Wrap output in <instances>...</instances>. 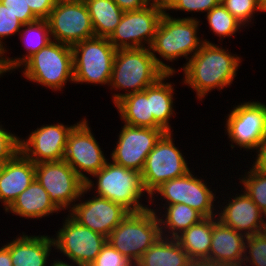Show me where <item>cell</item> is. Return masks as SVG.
<instances>
[{
  "mask_svg": "<svg viewBox=\"0 0 266 266\" xmlns=\"http://www.w3.org/2000/svg\"><path fill=\"white\" fill-rule=\"evenodd\" d=\"M4 128L0 122V162L5 163L10 160L18 151L19 136Z\"/></svg>",
  "mask_w": 266,
  "mask_h": 266,
  "instance_id": "74e56055",
  "label": "cell"
},
{
  "mask_svg": "<svg viewBox=\"0 0 266 266\" xmlns=\"http://www.w3.org/2000/svg\"><path fill=\"white\" fill-rule=\"evenodd\" d=\"M52 40L73 46L95 37L91 17L84 0H57L46 19Z\"/></svg>",
  "mask_w": 266,
  "mask_h": 266,
  "instance_id": "4fadbf2b",
  "label": "cell"
},
{
  "mask_svg": "<svg viewBox=\"0 0 266 266\" xmlns=\"http://www.w3.org/2000/svg\"><path fill=\"white\" fill-rule=\"evenodd\" d=\"M261 234H263L266 237V214H264V217H263V226H262Z\"/></svg>",
  "mask_w": 266,
  "mask_h": 266,
  "instance_id": "bcb514c9",
  "label": "cell"
},
{
  "mask_svg": "<svg viewBox=\"0 0 266 266\" xmlns=\"http://www.w3.org/2000/svg\"><path fill=\"white\" fill-rule=\"evenodd\" d=\"M79 122L73 125L57 122L37 126L26 138H19L20 151L35 164L63 160L69 134Z\"/></svg>",
  "mask_w": 266,
  "mask_h": 266,
  "instance_id": "ac0fdd59",
  "label": "cell"
},
{
  "mask_svg": "<svg viewBox=\"0 0 266 266\" xmlns=\"http://www.w3.org/2000/svg\"><path fill=\"white\" fill-rule=\"evenodd\" d=\"M122 126L116 146L110 154L111 161L119 166L142 172L148 154L166 132L163 129L128 124Z\"/></svg>",
  "mask_w": 266,
  "mask_h": 266,
  "instance_id": "2e32d148",
  "label": "cell"
},
{
  "mask_svg": "<svg viewBox=\"0 0 266 266\" xmlns=\"http://www.w3.org/2000/svg\"><path fill=\"white\" fill-rule=\"evenodd\" d=\"M35 178L60 211L69 212L85 187V182L64 159L36 163Z\"/></svg>",
  "mask_w": 266,
  "mask_h": 266,
  "instance_id": "5bb4252c",
  "label": "cell"
},
{
  "mask_svg": "<svg viewBox=\"0 0 266 266\" xmlns=\"http://www.w3.org/2000/svg\"><path fill=\"white\" fill-rule=\"evenodd\" d=\"M239 177V183L242 185L240 189H243L258 208L266 214V173L251 165L249 170H244V175H239Z\"/></svg>",
  "mask_w": 266,
  "mask_h": 266,
  "instance_id": "1f68e13d",
  "label": "cell"
},
{
  "mask_svg": "<svg viewBox=\"0 0 266 266\" xmlns=\"http://www.w3.org/2000/svg\"><path fill=\"white\" fill-rule=\"evenodd\" d=\"M200 24V19L193 17V15L182 18L177 16L176 18L170 13L164 12L158 24L150 50L156 64L165 73L178 72L168 62L178 61L181 57L182 59L184 57L186 59L185 61L188 62L204 42L212 43L208 39L198 36L200 33ZM165 61H167V64Z\"/></svg>",
  "mask_w": 266,
  "mask_h": 266,
  "instance_id": "7a4b0ae2",
  "label": "cell"
},
{
  "mask_svg": "<svg viewBox=\"0 0 266 266\" xmlns=\"http://www.w3.org/2000/svg\"><path fill=\"white\" fill-rule=\"evenodd\" d=\"M206 181L205 178L195 176L193 168V171L191 169L185 175L168 180L155 189L150 194L149 207H152V204L156 207L158 203L162 206L181 203L197 210L204 217L217 216V203H215L219 198L216 196L217 189L212 190ZM159 196L161 197L159 200L165 203L156 204Z\"/></svg>",
  "mask_w": 266,
  "mask_h": 266,
  "instance_id": "8992f818",
  "label": "cell"
},
{
  "mask_svg": "<svg viewBox=\"0 0 266 266\" xmlns=\"http://www.w3.org/2000/svg\"><path fill=\"white\" fill-rule=\"evenodd\" d=\"M229 111L224 126V133L231 142L229 146L233 150L238 147L255 152L266 137V104L258 100L243 101Z\"/></svg>",
  "mask_w": 266,
  "mask_h": 266,
  "instance_id": "9c48e42d",
  "label": "cell"
},
{
  "mask_svg": "<svg viewBox=\"0 0 266 266\" xmlns=\"http://www.w3.org/2000/svg\"><path fill=\"white\" fill-rule=\"evenodd\" d=\"M0 266H13L10 250L5 244L0 247Z\"/></svg>",
  "mask_w": 266,
  "mask_h": 266,
  "instance_id": "7bdbcfd3",
  "label": "cell"
},
{
  "mask_svg": "<svg viewBox=\"0 0 266 266\" xmlns=\"http://www.w3.org/2000/svg\"><path fill=\"white\" fill-rule=\"evenodd\" d=\"M164 74L156 64L150 48L118 49L109 84L111 91L117 90L111 96L113 104L126 95L145 90Z\"/></svg>",
  "mask_w": 266,
  "mask_h": 266,
  "instance_id": "277c9868",
  "label": "cell"
},
{
  "mask_svg": "<svg viewBox=\"0 0 266 266\" xmlns=\"http://www.w3.org/2000/svg\"><path fill=\"white\" fill-rule=\"evenodd\" d=\"M247 237L212 217V241L208 265L242 266Z\"/></svg>",
  "mask_w": 266,
  "mask_h": 266,
  "instance_id": "ffe728a7",
  "label": "cell"
},
{
  "mask_svg": "<svg viewBox=\"0 0 266 266\" xmlns=\"http://www.w3.org/2000/svg\"><path fill=\"white\" fill-rule=\"evenodd\" d=\"M175 239L194 263L208 264L212 241V217H205Z\"/></svg>",
  "mask_w": 266,
  "mask_h": 266,
  "instance_id": "f1b7e54d",
  "label": "cell"
},
{
  "mask_svg": "<svg viewBox=\"0 0 266 266\" xmlns=\"http://www.w3.org/2000/svg\"><path fill=\"white\" fill-rule=\"evenodd\" d=\"M204 16H206L205 19L208 21L210 31L214 33V36L220 38V44L223 43V39L232 38L236 33H240L244 27L225 9L221 2Z\"/></svg>",
  "mask_w": 266,
  "mask_h": 266,
  "instance_id": "4dcf8cb0",
  "label": "cell"
},
{
  "mask_svg": "<svg viewBox=\"0 0 266 266\" xmlns=\"http://www.w3.org/2000/svg\"><path fill=\"white\" fill-rule=\"evenodd\" d=\"M173 136V132H166L146 158L141 175L148 195L164 182L183 176L191 169L185 155L175 146Z\"/></svg>",
  "mask_w": 266,
  "mask_h": 266,
  "instance_id": "8fae6325",
  "label": "cell"
},
{
  "mask_svg": "<svg viewBox=\"0 0 266 266\" xmlns=\"http://www.w3.org/2000/svg\"><path fill=\"white\" fill-rule=\"evenodd\" d=\"M121 123L143 128H154L153 113L150 107V86L141 92L122 97L114 104Z\"/></svg>",
  "mask_w": 266,
  "mask_h": 266,
  "instance_id": "83f0119b",
  "label": "cell"
},
{
  "mask_svg": "<svg viewBox=\"0 0 266 266\" xmlns=\"http://www.w3.org/2000/svg\"><path fill=\"white\" fill-rule=\"evenodd\" d=\"M241 63L242 57L231 53L229 48L204 42L197 53L178 69L184 76L180 83L189 86L196 92L195 98L202 101L209 92L230 87Z\"/></svg>",
  "mask_w": 266,
  "mask_h": 266,
  "instance_id": "6da1fadb",
  "label": "cell"
},
{
  "mask_svg": "<svg viewBox=\"0 0 266 266\" xmlns=\"http://www.w3.org/2000/svg\"><path fill=\"white\" fill-rule=\"evenodd\" d=\"M62 221L63 225L53 235L55 250L68 260L62 262L89 266L101 252L107 237L82 226L69 214Z\"/></svg>",
  "mask_w": 266,
  "mask_h": 266,
  "instance_id": "30bf717a",
  "label": "cell"
},
{
  "mask_svg": "<svg viewBox=\"0 0 266 266\" xmlns=\"http://www.w3.org/2000/svg\"><path fill=\"white\" fill-rule=\"evenodd\" d=\"M221 0H157L162 10L167 11H183L188 14L192 13H208L212 8L217 6ZM190 12V13H189Z\"/></svg>",
  "mask_w": 266,
  "mask_h": 266,
  "instance_id": "836d02e7",
  "label": "cell"
},
{
  "mask_svg": "<svg viewBox=\"0 0 266 266\" xmlns=\"http://www.w3.org/2000/svg\"><path fill=\"white\" fill-rule=\"evenodd\" d=\"M61 212L50 200L48 192L35 178L34 181L18 195L5 213H12L25 219H37L56 215Z\"/></svg>",
  "mask_w": 266,
  "mask_h": 266,
  "instance_id": "603a6c76",
  "label": "cell"
},
{
  "mask_svg": "<svg viewBox=\"0 0 266 266\" xmlns=\"http://www.w3.org/2000/svg\"><path fill=\"white\" fill-rule=\"evenodd\" d=\"M89 266H135V263L106 242L101 252Z\"/></svg>",
  "mask_w": 266,
  "mask_h": 266,
  "instance_id": "8d00e7d4",
  "label": "cell"
},
{
  "mask_svg": "<svg viewBox=\"0 0 266 266\" xmlns=\"http://www.w3.org/2000/svg\"><path fill=\"white\" fill-rule=\"evenodd\" d=\"M193 266H216V265H208L205 263H195Z\"/></svg>",
  "mask_w": 266,
  "mask_h": 266,
  "instance_id": "c3c4849f",
  "label": "cell"
},
{
  "mask_svg": "<svg viewBox=\"0 0 266 266\" xmlns=\"http://www.w3.org/2000/svg\"><path fill=\"white\" fill-rule=\"evenodd\" d=\"M195 263L176 239L161 236L135 266H193Z\"/></svg>",
  "mask_w": 266,
  "mask_h": 266,
  "instance_id": "4316f807",
  "label": "cell"
},
{
  "mask_svg": "<svg viewBox=\"0 0 266 266\" xmlns=\"http://www.w3.org/2000/svg\"><path fill=\"white\" fill-rule=\"evenodd\" d=\"M163 14L157 1L143 9L124 12L108 40L116 50L150 48Z\"/></svg>",
  "mask_w": 266,
  "mask_h": 266,
  "instance_id": "7c38bea8",
  "label": "cell"
},
{
  "mask_svg": "<svg viewBox=\"0 0 266 266\" xmlns=\"http://www.w3.org/2000/svg\"><path fill=\"white\" fill-rule=\"evenodd\" d=\"M174 75L176 73H165L154 84L150 85V107L154 118V129H163L165 132H174L170 118L177 114L174 110L175 83L167 81Z\"/></svg>",
  "mask_w": 266,
  "mask_h": 266,
  "instance_id": "cb8c5ba5",
  "label": "cell"
},
{
  "mask_svg": "<svg viewBox=\"0 0 266 266\" xmlns=\"http://www.w3.org/2000/svg\"><path fill=\"white\" fill-rule=\"evenodd\" d=\"M50 265L51 266H79V265H76V264L62 262V260H60V258L53 260V262L50 263Z\"/></svg>",
  "mask_w": 266,
  "mask_h": 266,
  "instance_id": "f6af8a7d",
  "label": "cell"
},
{
  "mask_svg": "<svg viewBox=\"0 0 266 266\" xmlns=\"http://www.w3.org/2000/svg\"><path fill=\"white\" fill-rule=\"evenodd\" d=\"M35 179V163L18 151L0 174V202L5 211Z\"/></svg>",
  "mask_w": 266,
  "mask_h": 266,
  "instance_id": "44dd1931",
  "label": "cell"
},
{
  "mask_svg": "<svg viewBox=\"0 0 266 266\" xmlns=\"http://www.w3.org/2000/svg\"><path fill=\"white\" fill-rule=\"evenodd\" d=\"M91 177L95 178L93 181ZM85 181V188L94 195L111 200L130 213L148 209L141 203L142 197L149 203L150 195L144 188L141 172L108 161L104 167ZM92 189V190H91ZM141 201V202H140Z\"/></svg>",
  "mask_w": 266,
  "mask_h": 266,
  "instance_id": "3957f363",
  "label": "cell"
},
{
  "mask_svg": "<svg viewBox=\"0 0 266 266\" xmlns=\"http://www.w3.org/2000/svg\"><path fill=\"white\" fill-rule=\"evenodd\" d=\"M220 2L244 28L254 24L255 14L257 15L258 12L265 13L256 0H221Z\"/></svg>",
  "mask_w": 266,
  "mask_h": 266,
  "instance_id": "d6a6232c",
  "label": "cell"
},
{
  "mask_svg": "<svg viewBox=\"0 0 266 266\" xmlns=\"http://www.w3.org/2000/svg\"><path fill=\"white\" fill-rule=\"evenodd\" d=\"M159 237L161 231L157 214L148 208L129 213L111 231L107 242L136 264Z\"/></svg>",
  "mask_w": 266,
  "mask_h": 266,
  "instance_id": "52a82bcc",
  "label": "cell"
},
{
  "mask_svg": "<svg viewBox=\"0 0 266 266\" xmlns=\"http://www.w3.org/2000/svg\"><path fill=\"white\" fill-rule=\"evenodd\" d=\"M75 84L109 87L116 49L107 37H93L71 46Z\"/></svg>",
  "mask_w": 266,
  "mask_h": 266,
  "instance_id": "ba28073f",
  "label": "cell"
},
{
  "mask_svg": "<svg viewBox=\"0 0 266 266\" xmlns=\"http://www.w3.org/2000/svg\"><path fill=\"white\" fill-rule=\"evenodd\" d=\"M89 125L85 116L72 129L63 158L84 182L110 160L104 155Z\"/></svg>",
  "mask_w": 266,
  "mask_h": 266,
  "instance_id": "9a60e30c",
  "label": "cell"
},
{
  "mask_svg": "<svg viewBox=\"0 0 266 266\" xmlns=\"http://www.w3.org/2000/svg\"><path fill=\"white\" fill-rule=\"evenodd\" d=\"M260 7L266 12V0H256Z\"/></svg>",
  "mask_w": 266,
  "mask_h": 266,
  "instance_id": "7dc6e473",
  "label": "cell"
},
{
  "mask_svg": "<svg viewBox=\"0 0 266 266\" xmlns=\"http://www.w3.org/2000/svg\"><path fill=\"white\" fill-rule=\"evenodd\" d=\"M5 245L10 250L13 266H50L48 258L55 250L53 236L46 234L28 235L22 232Z\"/></svg>",
  "mask_w": 266,
  "mask_h": 266,
  "instance_id": "7402d4cb",
  "label": "cell"
},
{
  "mask_svg": "<svg viewBox=\"0 0 266 266\" xmlns=\"http://www.w3.org/2000/svg\"><path fill=\"white\" fill-rule=\"evenodd\" d=\"M155 208L156 209H154V207H149L152 212L157 214L160 223L161 236L164 237L175 239L190 226L205 218L200 212L186 204L179 203L167 206H161L158 204Z\"/></svg>",
  "mask_w": 266,
  "mask_h": 266,
  "instance_id": "484cf974",
  "label": "cell"
},
{
  "mask_svg": "<svg viewBox=\"0 0 266 266\" xmlns=\"http://www.w3.org/2000/svg\"><path fill=\"white\" fill-rule=\"evenodd\" d=\"M240 192L228 195L229 200L222 198L224 202L218 200L217 219L246 237L261 233L264 213L243 189Z\"/></svg>",
  "mask_w": 266,
  "mask_h": 266,
  "instance_id": "d6986e66",
  "label": "cell"
},
{
  "mask_svg": "<svg viewBox=\"0 0 266 266\" xmlns=\"http://www.w3.org/2000/svg\"><path fill=\"white\" fill-rule=\"evenodd\" d=\"M26 2L39 19H47L57 0H26Z\"/></svg>",
  "mask_w": 266,
  "mask_h": 266,
  "instance_id": "ab89813d",
  "label": "cell"
},
{
  "mask_svg": "<svg viewBox=\"0 0 266 266\" xmlns=\"http://www.w3.org/2000/svg\"><path fill=\"white\" fill-rule=\"evenodd\" d=\"M123 12L140 10L153 0H113Z\"/></svg>",
  "mask_w": 266,
  "mask_h": 266,
  "instance_id": "60d3db41",
  "label": "cell"
},
{
  "mask_svg": "<svg viewBox=\"0 0 266 266\" xmlns=\"http://www.w3.org/2000/svg\"><path fill=\"white\" fill-rule=\"evenodd\" d=\"M242 266H266V237L263 234L247 237Z\"/></svg>",
  "mask_w": 266,
  "mask_h": 266,
  "instance_id": "e575fe53",
  "label": "cell"
},
{
  "mask_svg": "<svg viewBox=\"0 0 266 266\" xmlns=\"http://www.w3.org/2000/svg\"><path fill=\"white\" fill-rule=\"evenodd\" d=\"M19 68L27 81L52 91H62L67 82L74 83L72 48L54 40L30 56Z\"/></svg>",
  "mask_w": 266,
  "mask_h": 266,
  "instance_id": "5b68a950",
  "label": "cell"
},
{
  "mask_svg": "<svg viewBox=\"0 0 266 266\" xmlns=\"http://www.w3.org/2000/svg\"><path fill=\"white\" fill-rule=\"evenodd\" d=\"M18 36L26 53L15 58L7 56V54L4 55L5 67L9 73L19 70V67L30 56L52 41L49 24L46 19H38L32 23L22 24Z\"/></svg>",
  "mask_w": 266,
  "mask_h": 266,
  "instance_id": "d4e9b609",
  "label": "cell"
},
{
  "mask_svg": "<svg viewBox=\"0 0 266 266\" xmlns=\"http://www.w3.org/2000/svg\"><path fill=\"white\" fill-rule=\"evenodd\" d=\"M253 156H255V158L252 161V166L259 171L266 173V137L260 143Z\"/></svg>",
  "mask_w": 266,
  "mask_h": 266,
  "instance_id": "b9f144b4",
  "label": "cell"
},
{
  "mask_svg": "<svg viewBox=\"0 0 266 266\" xmlns=\"http://www.w3.org/2000/svg\"><path fill=\"white\" fill-rule=\"evenodd\" d=\"M4 53L0 52V78L8 73V70L5 67Z\"/></svg>",
  "mask_w": 266,
  "mask_h": 266,
  "instance_id": "ee69618b",
  "label": "cell"
},
{
  "mask_svg": "<svg viewBox=\"0 0 266 266\" xmlns=\"http://www.w3.org/2000/svg\"><path fill=\"white\" fill-rule=\"evenodd\" d=\"M87 193L90 192L84 187L79 200L68 214L82 226L108 237L130 212L123 206L98 195L93 194L86 199Z\"/></svg>",
  "mask_w": 266,
  "mask_h": 266,
  "instance_id": "e0dca14e",
  "label": "cell"
},
{
  "mask_svg": "<svg viewBox=\"0 0 266 266\" xmlns=\"http://www.w3.org/2000/svg\"><path fill=\"white\" fill-rule=\"evenodd\" d=\"M6 8L18 18L22 24L32 23L39 18L31 11L26 0H0Z\"/></svg>",
  "mask_w": 266,
  "mask_h": 266,
  "instance_id": "f35d334b",
  "label": "cell"
},
{
  "mask_svg": "<svg viewBox=\"0 0 266 266\" xmlns=\"http://www.w3.org/2000/svg\"><path fill=\"white\" fill-rule=\"evenodd\" d=\"M3 166H4V163L0 162V174H1V171L3 169Z\"/></svg>",
  "mask_w": 266,
  "mask_h": 266,
  "instance_id": "681fc988",
  "label": "cell"
},
{
  "mask_svg": "<svg viewBox=\"0 0 266 266\" xmlns=\"http://www.w3.org/2000/svg\"><path fill=\"white\" fill-rule=\"evenodd\" d=\"M91 17L95 37H109L123 15L113 0H84Z\"/></svg>",
  "mask_w": 266,
  "mask_h": 266,
  "instance_id": "f546056e",
  "label": "cell"
},
{
  "mask_svg": "<svg viewBox=\"0 0 266 266\" xmlns=\"http://www.w3.org/2000/svg\"><path fill=\"white\" fill-rule=\"evenodd\" d=\"M22 23L0 2V52H8V48L3 41L19 34ZM9 37V38H8Z\"/></svg>",
  "mask_w": 266,
  "mask_h": 266,
  "instance_id": "d590c367",
  "label": "cell"
}]
</instances>
